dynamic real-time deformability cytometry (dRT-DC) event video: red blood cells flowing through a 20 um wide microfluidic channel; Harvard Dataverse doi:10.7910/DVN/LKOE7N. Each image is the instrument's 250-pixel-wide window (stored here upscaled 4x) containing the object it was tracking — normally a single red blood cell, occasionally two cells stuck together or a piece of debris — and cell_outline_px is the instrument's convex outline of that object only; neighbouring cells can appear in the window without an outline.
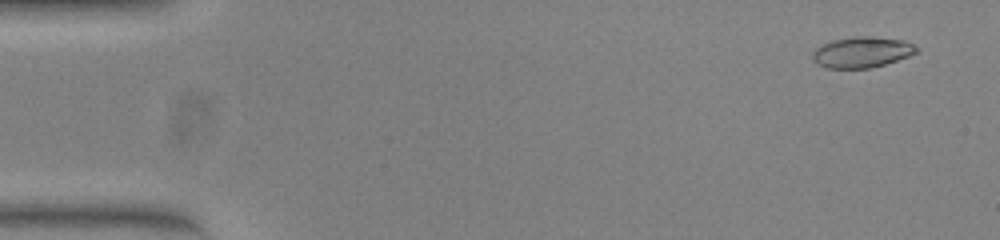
{"species": "common noctule bat (a hibernating species)", "species_latin": "Nyctalus noctula", "temperature_condition": "warm", "stored_images_in_passage": 53, "camera_frame_rate_fps": 3000, "um_per_image_px": 0.085, "animal": {"sex": "female", "body_mass_g": 23.0, "forearm_length_mm": 53.4}, "frame": {"image": 1, "passage_image": 3, "time_ms": 0.667, "image_size_px": [1000, 240], "cell_outline_px": [[916, 52], [908, 56], [884, 64], [868, 68], [828, 68], [816, 64], [812, 60], [812, 52], [816, 48], [832, 40], [856, 36], [868, 36], [904, 40], [912, 44], [916, 48]], "centroid_in_image_um": [73.21, 4.43], "position_along_channel_um": 11.8, "area_um2": 18.44}}
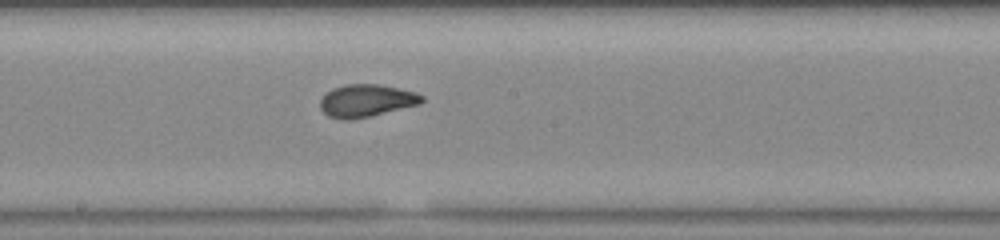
{"frame": {"image": 2, "passage_image": 29, "time_ms": 9.333, "image_size_px": [1000, 240], "cell_outline_px": [[424, 100], [420, 104], [372, 116], [348, 120], [344, 120], [328, 116], [320, 108], [320, 100], [332, 88], [344, 84], [376, 84], [416, 92], [424, 96]], "centroid_in_image_um": [31.14, 8.56], "position_along_channel_um": 217.1, "area_um2": 19.25}}
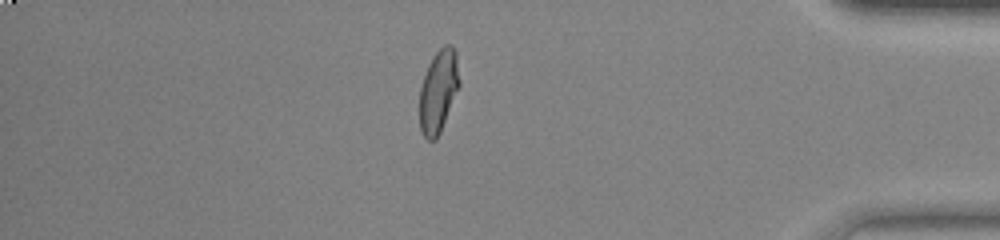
{"frame": {"image": 3, "passage_image": 46, "time_ms": 15.0, "image_size_px": [1000, 240], "cell_outline_px": [[460, 84], [440, 132], [436, 140], [428, 140], [424, 136], [420, 128], [420, 88], [428, 64], [436, 52], [444, 44], [452, 44], [456, 52], [460, 80]], "centroid_in_image_um": [37.27, 7.72], "position_along_channel_um": 397.9, "area_um2": 19.07}, "authors_computed_cell_mechanics": {"area_um2": 19.074, "velocity_mm_per_s": 3.84, "shape_relaxation_time_tau1_ms": 5.9578, "shape_relaxation_time_tau2_ms": 1.0611, "deformation_change_tau1": 0.2259, "deformation_change_tau2": 0.0622}}